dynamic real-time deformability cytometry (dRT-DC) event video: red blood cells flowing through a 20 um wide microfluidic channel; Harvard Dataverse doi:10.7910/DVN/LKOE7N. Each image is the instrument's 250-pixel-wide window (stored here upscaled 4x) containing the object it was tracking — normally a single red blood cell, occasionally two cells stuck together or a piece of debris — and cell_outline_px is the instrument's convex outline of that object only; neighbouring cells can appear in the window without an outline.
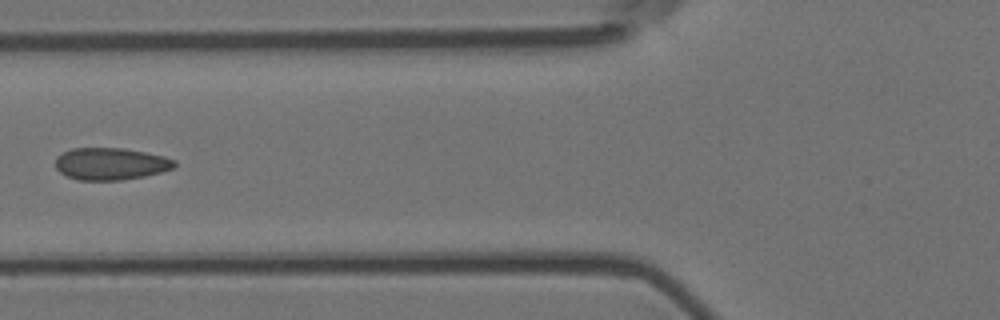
{"species": "Egyptian fruit bat (a non-hibernating species)", "species_latin": "Rousettus aegyptiacus", "temperature_condition": "room temperature", "stored_images_in_passage": 9, "camera_frame_rate_fps": 3000, "um_per_image_px": 0.085, "animal": {"sex": "female"}, "frame": {"image": 1, "passage_image": 6, "time_ms": 1.667, "image_size_px": [1000, 320], "cell_outline_px": [[176, 164], [172, 168], [160, 172], [144, 176], [120, 180], [76, 180], [60, 172], [56, 168], [56, 156], [72, 148], [124, 148], [164, 156], [176, 160]], "centroid_in_image_um": [9.39, 13.92], "position_along_channel_um": 116.4, "area_um2": 22.2}}
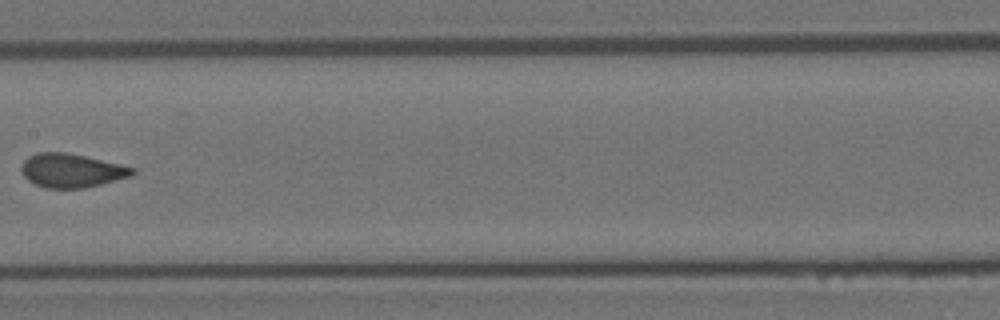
{"frame": {"image": 2, "passage_image": 8, "time_ms": 2.333, "image_size_px": [1000, 320], "cell_outline_px": [[136, 172], [128, 176], [100, 184], [84, 188], [44, 188], [28, 180], [24, 176], [20, 168], [24, 160], [28, 156], [36, 152], [64, 152], [84, 156], [120, 164], [136, 168]], "centroid_in_image_um": [6.04, 14.49], "position_along_channel_um": 201.4, "area_um2": 21.68}}
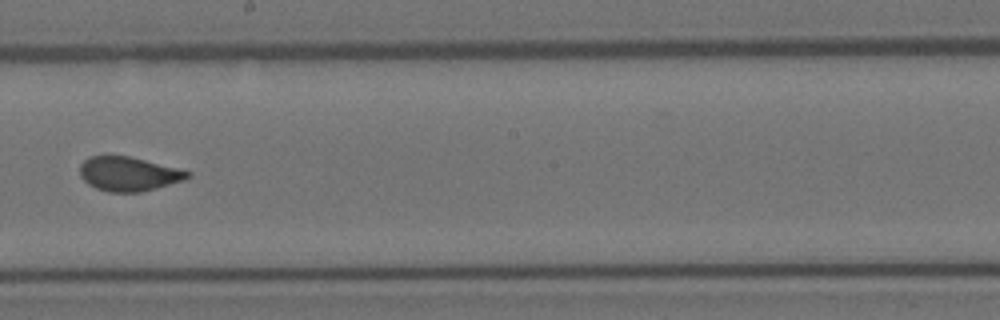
{"frame": {"image": 3, "passage_image": 9, "time_ms": 2.667, "image_size_px": [1000, 320], "cell_outline_px": [[192, 176], [184, 180], [156, 188], [140, 192], [108, 192], [96, 188], [88, 184], [80, 176], [80, 164], [88, 156], [128, 156], [192, 172]], "centroid_in_image_um": [10.91, 14.79], "position_along_channel_um": 237.3, "area_um2": 21.33}}